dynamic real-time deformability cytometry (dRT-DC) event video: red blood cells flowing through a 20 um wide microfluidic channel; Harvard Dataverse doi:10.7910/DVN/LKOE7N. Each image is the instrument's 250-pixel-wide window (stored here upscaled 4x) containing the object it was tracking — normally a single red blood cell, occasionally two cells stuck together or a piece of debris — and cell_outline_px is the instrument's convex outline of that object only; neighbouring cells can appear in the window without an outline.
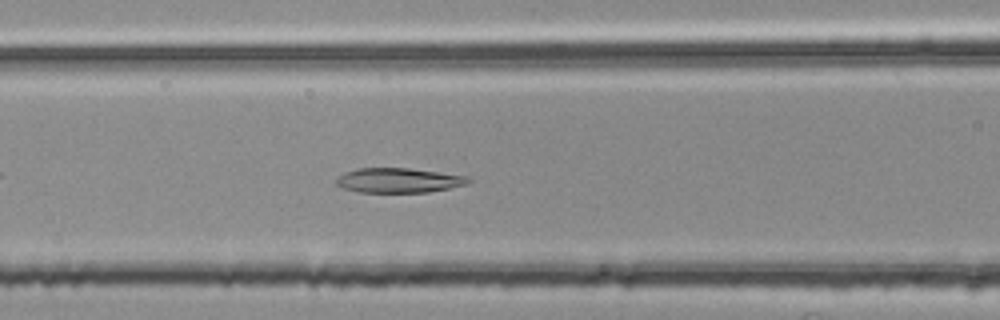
{"species": "common noctule bat (a hibernating species)", "species_latin": "Nyctalus noctula", "temperature_condition": "room temperature", "stored_images_in_passage": 39, "camera_frame_rate_fps": 3000, "um_per_image_px": 0.085, "animal": {"sex": "female", "body_mass_g": 25.1}, "frame": {"image": 1, "passage_image": 10, "time_ms": 3.0, "image_size_px": [1000, 320], "cell_outline_px": [[472, 180], [464, 184], [448, 188], [428, 192], [360, 192], [344, 188], [336, 184], [336, 180], [344, 172], [356, 168], [408, 168], [468, 176]], "centroid_in_image_um": [33.86, 15.32], "position_along_channel_um": 132.7, "area_um2": 18.79}}
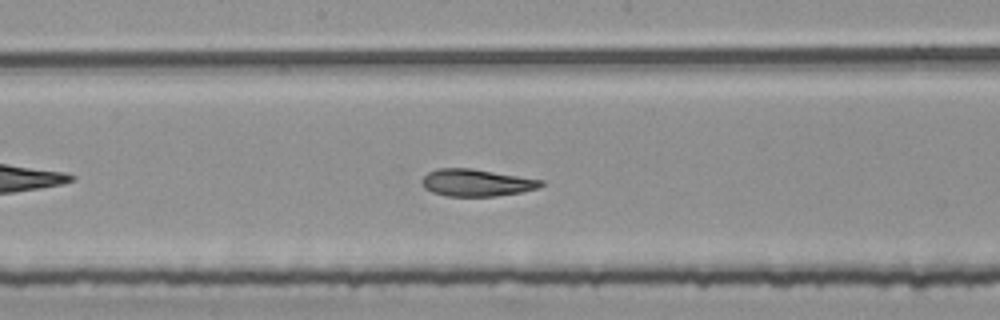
{"frame": {"image": 2, "passage_image": 16, "time_ms": 5.0, "image_size_px": [1000, 320], "cell_outline_px": [[544, 184], [540, 188], [520, 192], [496, 196], [444, 196], [432, 192], [424, 188], [420, 184], [420, 180], [428, 172], [436, 168], [472, 168], [544, 180]], "centroid_in_image_um": [40.47, 15.52], "position_along_channel_um": 207.7, "area_um2": 19.07}}
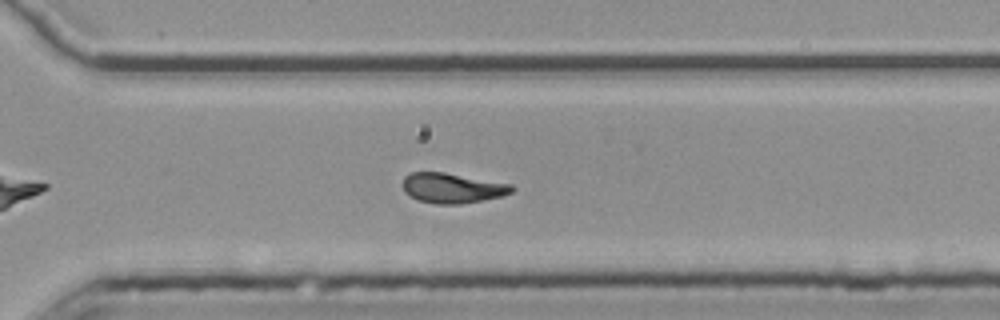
{"frame": {"image": 3, "passage_image": 26, "time_ms": 8.333, "image_size_px": [1000, 320], "cell_outline_px": [[516, 188], [512, 192], [504, 196], [460, 204], [436, 204], [416, 200], [408, 196], [404, 192], [404, 176], [412, 172], [444, 172], [512, 184]], "centroid_in_image_um": [38.46, 15.99], "position_along_channel_um": 332.1, "area_um2": 19.25}, "authors_computed_cell_mechanics": {"area_um2": 19.2474, "velocity_mm_per_s": 3.7531, "shape_relaxation_time_tau1_ms": 9.5737, "shape_relaxation_time_tau2_ms": 3.3765, "deformation_change_tau1": 0.2248, "deformation_change_tau2": 0.1065}}